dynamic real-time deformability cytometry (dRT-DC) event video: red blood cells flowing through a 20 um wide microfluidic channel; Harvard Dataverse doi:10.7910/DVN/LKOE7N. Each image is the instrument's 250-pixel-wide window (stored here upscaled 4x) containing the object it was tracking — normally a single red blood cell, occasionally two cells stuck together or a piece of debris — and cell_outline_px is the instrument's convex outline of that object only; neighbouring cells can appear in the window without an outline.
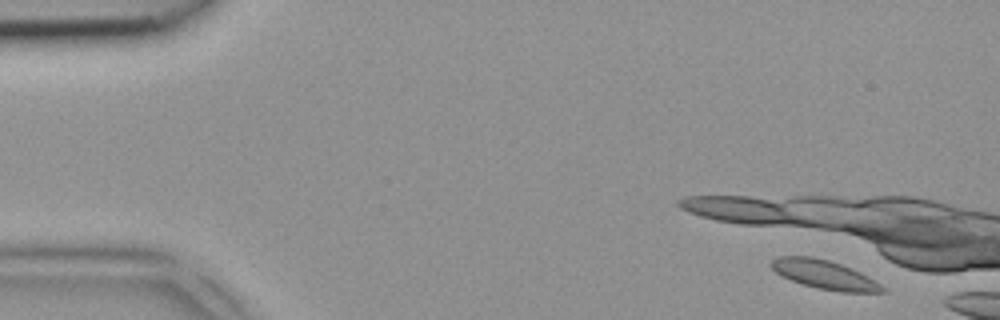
{"species": "common noctule bat (a hibernating species)", "species_latin": "Nyctalus noctula", "temperature_condition": "room temperature", "stored_images_in_passage": 4, "camera_frame_rate_fps": 3000, "um_per_image_px": 0.085, "animal": {"sex": "female", "body_mass_g": 18.4}, "frame": {"image": 1, "passage_image": 1, "time_ms": 0.0, "image_size_px": [1000, 320], "cell_outline_px": [[888, 292], [840, 292], [816, 288], [780, 276], [768, 264], [772, 260], [780, 256], [812, 256], [828, 260], [852, 268], [868, 276], [880, 284]], "centroid_in_image_um": [70.06, 23.34], "position_along_channel_um": 14.9, "area_um2": 18.67}}